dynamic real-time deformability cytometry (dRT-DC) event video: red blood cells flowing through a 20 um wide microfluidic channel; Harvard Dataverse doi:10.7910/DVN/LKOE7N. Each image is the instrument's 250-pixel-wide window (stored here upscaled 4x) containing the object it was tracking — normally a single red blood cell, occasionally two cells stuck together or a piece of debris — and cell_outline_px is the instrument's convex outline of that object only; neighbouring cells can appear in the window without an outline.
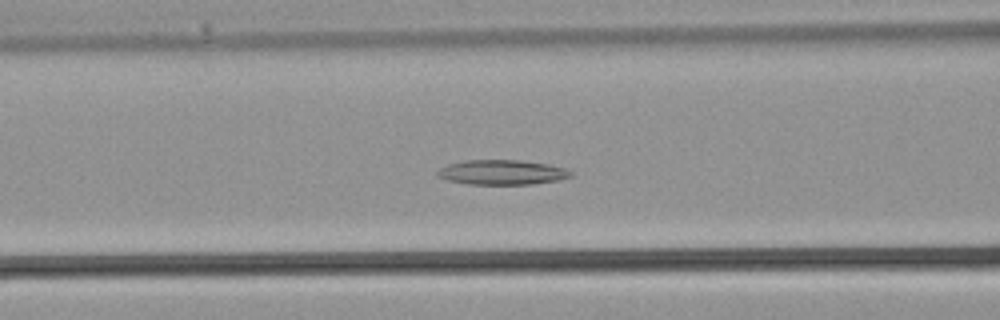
{"species": "common noctule bat (a hibernating species)", "species_latin": "Nyctalus noctula", "temperature_condition": "warm", "stored_images_in_passage": 35, "camera_frame_rate_fps": 3000, "um_per_image_px": 0.085, "animal": {"sex": "male", "body_mass_g": 21.5, "forearm_length_mm": 52.0}, "frame": {"image": 1, "passage_image": 14, "time_ms": 4.333, "image_size_px": [1000, 320], "cell_outline_px": [[572, 176], [560, 180], [532, 184], [468, 184], [448, 180], [436, 176], [436, 172], [440, 168], [448, 164], [464, 160], [520, 160], [548, 164], [564, 168], [572, 172]], "centroid_in_image_um": [42.66, 14.64], "position_along_channel_um": 123.9, "area_um2": 19.31}}
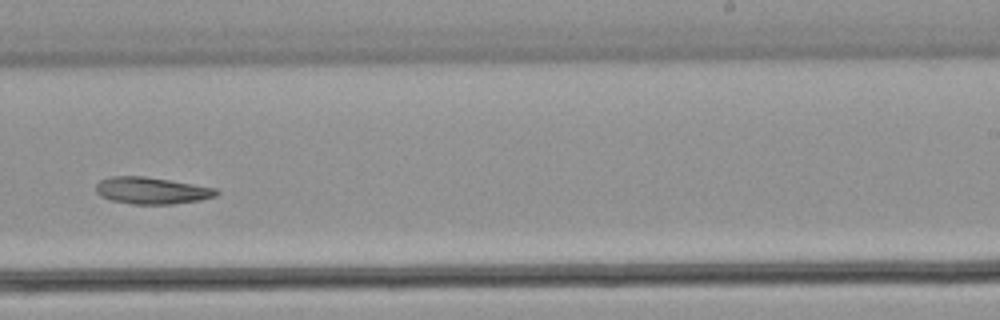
{"frame": {"image": 2, "passage_image": 22, "time_ms": 7.0, "image_size_px": [1000, 320], "cell_outline_px": [[220, 192], [216, 196], [200, 200], [172, 204], [132, 204], [108, 200], [100, 196], [96, 192], [96, 184], [100, 180], [112, 176], [144, 176], [216, 188]], "centroid_in_image_um": [12.86, 16.2], "position_along_channel_um": 276.1, "area_um2": 18.84}}
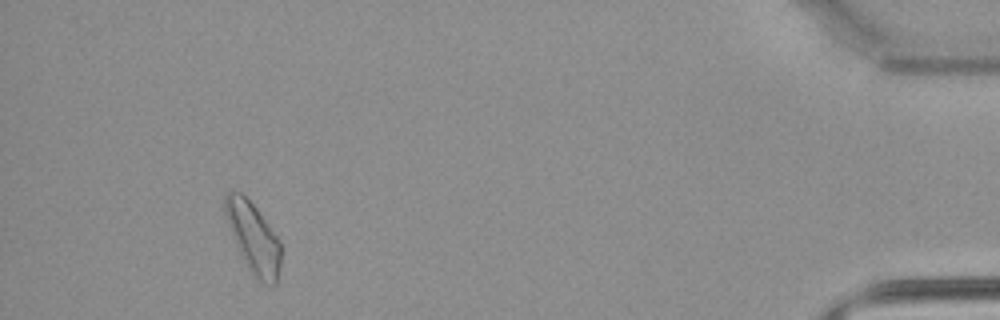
{"frame": {"image": 3, "passage_image": 33, "time_ms": 10.667, "image_size_px": [1000, 320], "cell_outline_px": [[280, 264], [276, 284], [272, 284], [260, 280], [248, 268], [240, 252], [228, 224], [224, 212], [224, 196], [232, 188], [240, 192], [256, 208], [280, 240]], "centroid_in_image_um": [21.51, 20.14], "position_along_channel_um": 413.7, "area_um2": 22.25}}